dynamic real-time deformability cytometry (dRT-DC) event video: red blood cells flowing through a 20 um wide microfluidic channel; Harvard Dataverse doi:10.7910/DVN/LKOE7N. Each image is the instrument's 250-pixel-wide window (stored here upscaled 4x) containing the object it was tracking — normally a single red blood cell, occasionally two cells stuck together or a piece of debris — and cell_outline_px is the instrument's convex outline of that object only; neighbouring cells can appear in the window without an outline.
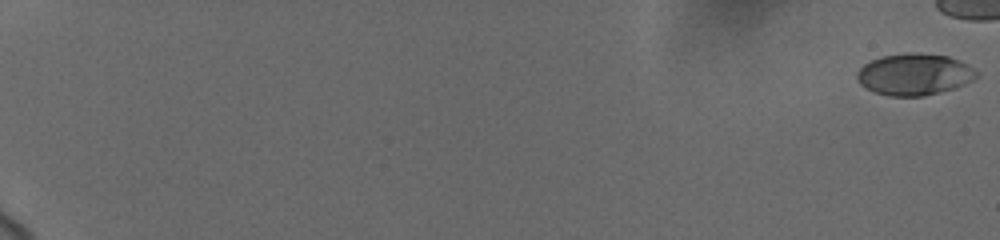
{"species": "human", "species_latin": "Homo sapiens", "temperature_condition": "cold", "stored_images_in_passage": 15, "segment_of_instrument_passage": [1, 2], "camera_frame_rate_fps": 3000, "um_per_image_px": 0.085, "donor": {"sex": "female"}, "frame": {"image": 1, "passage_image": 1, "time_ms": 0.0, "image_size_px": [1000, 240], "cell_outline_px": [[980, 72], [972, 80], [964, 84], [940, 92], [924, 96], [888, 96], [876, 92], [860, 84], [856, 80], [856, 72], [864, 64], [880, 56], [904, 52], [912, 52], [948, 56], [960, 60]], "centroid_in_image_um": [77.7, 6.31], "position_along_channel_um": 7.3, "area_um2": 29.07}}
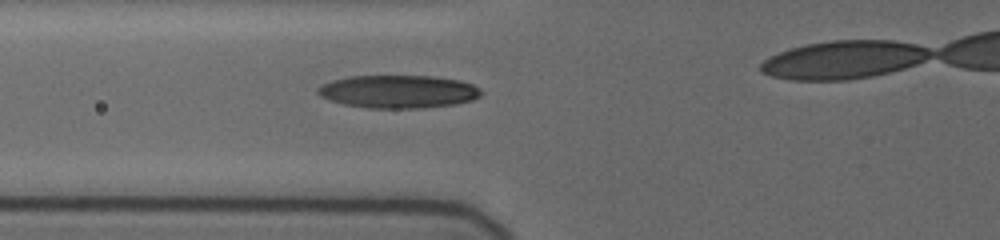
{"frame": {"image": 2, "passage_image": 11, "time_ms": 8.667, "image_size_px": [1000, 240], "cell_outline_px": [[484, 92], [480, 96], [472, 100], [452, 104], [420, 108], [368, 108], [344, 104], [328, 100], [320, 96], [316, 92], [316, 88], [332, 80], [348, 76], [432, 76], [460, 80], [472, 84], [480, 88]], "centroid_in_image_um": [33.84, 7.78], "position_along_channel_um": 92.0, "area_um2": 31.44}}
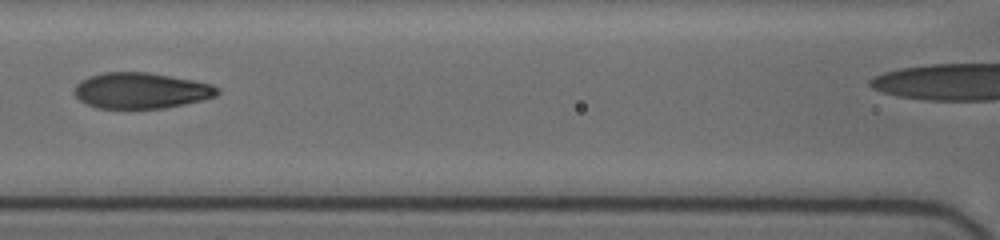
{"frame": {"image": 3, "passage_image": 13, "time_ms": 10.333, "image_size_px": [1000, 240], "cell_outline_px": [[220, 92], [216, 96], [184, 104], [164, 108], [96, 108], [80, 100], [72, 92], [76, 84], [80, 80], [88, 76], [104, 72], [148, 72], [192, 80], [212, 84], [220, 88]], "centroid_in_image_um": [11.96, 7.69], "position_along_channel_um": 154.6, "area_um2": 29.94}}